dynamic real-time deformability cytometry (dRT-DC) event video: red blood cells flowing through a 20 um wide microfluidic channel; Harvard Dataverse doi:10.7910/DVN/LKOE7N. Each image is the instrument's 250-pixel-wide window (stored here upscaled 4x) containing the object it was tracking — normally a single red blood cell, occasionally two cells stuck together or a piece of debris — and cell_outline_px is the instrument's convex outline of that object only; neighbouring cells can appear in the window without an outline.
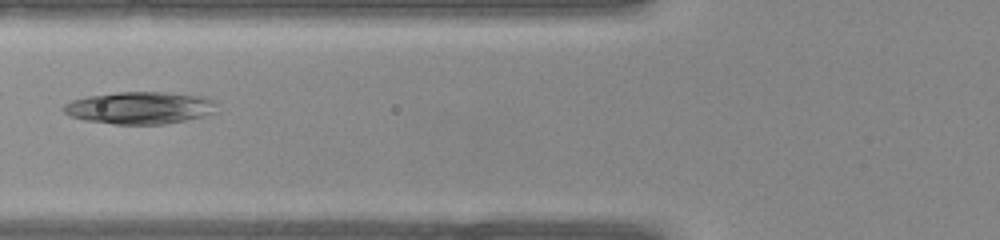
{"species": "common noctule bat (a hibernating species)", "species_latin": "Nyctalus noctula", "temperature_condition": "warm", "stored_images_in_passage": 26, "camera_frame_rate_fps": 3000, "um_per_image_px": 0.085, "animal": {"sex": "female", "body_mass_g": 22.0, "forearm_length_mm": 56.7}, "frame": {"image": 1, "passage_image": 5, "time_ms": 1.333, "image_size_px": [1000, 240], "cell_outline_px": [[216, 112], [184, 120], [164, 124], [116, 124], [84, 120], [72, 116], [64, 112], [64, 104], [72, 100], [88, 96], [120, 92], [164, 92], [200, 96], [212, 100], [216, 104]], "centroid_in_image_um": [11.87, 9.16], "position_along_channel_um": 113.9, "area_um2": 28.38}}
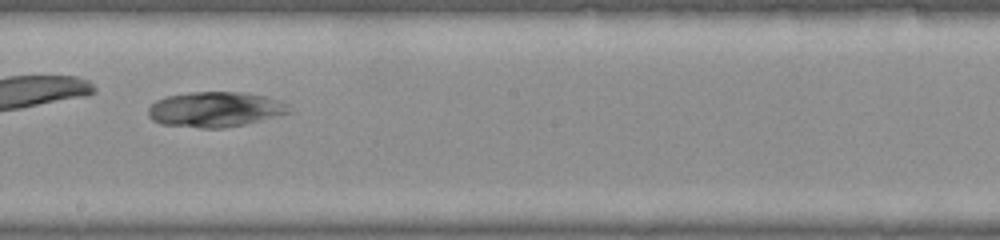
{"frame": {"image": 2, "passage_image": 12, "time_ms": 3.667, "image_size_px": [1000, 240], "cell_outline_px": [[292, 112], [244, 124], [224, 128], [200, 128], [160, 124], [152, 120], [148, 116], [148, 108], [156, 100], [164, 96], [188, 92], [240, 92], [264, 96], [280, 100], [288, 104]], "centroid_in_image_um": [18.25, 9.29], "position_along_channel_um": 229.9, "area_um2": 29.02}}
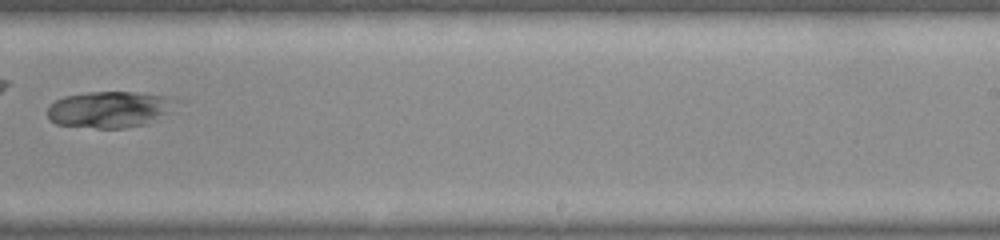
{"frame": {"image": 3, "passage_image": 15, "time_ms": 4.667, "image_size_px": [1000, 240], "cell_outline_px": [[184, 100], [168, 112], [144, 124], [124, 128], [96, 128], [56, 124], [48, 120], [48, 108], [56, 100], [64, 96], [88, 92], [136, 92], [168, 96]], "centroid_in_image_um": [9.34, 9.28], "position_along_channel_um": 279.7, "area_um2": 27.34}}